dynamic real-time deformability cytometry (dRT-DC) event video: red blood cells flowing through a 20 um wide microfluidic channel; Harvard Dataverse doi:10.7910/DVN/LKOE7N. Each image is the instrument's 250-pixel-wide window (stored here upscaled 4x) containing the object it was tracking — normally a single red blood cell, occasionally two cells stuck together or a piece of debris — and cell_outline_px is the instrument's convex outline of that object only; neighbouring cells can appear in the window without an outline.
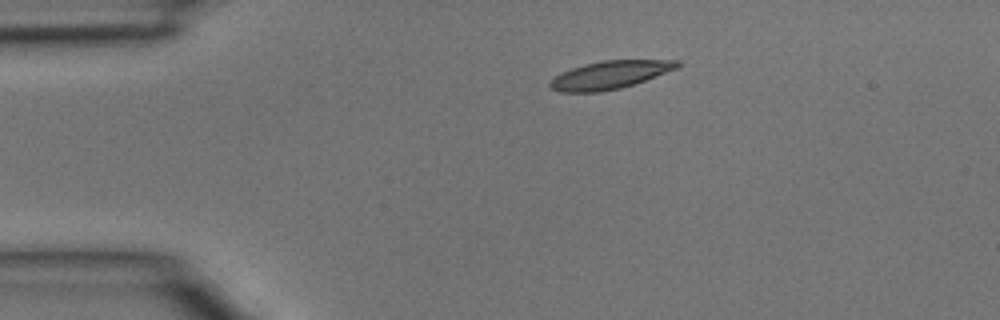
{"species": "common noctule bat (a hibernating species)", "species_latin": "Nyctalus noctula", "temperature_condition": "room temperature", "stored_images_in_passage": 38, "camera_frame_rate_fps": 3000, "um_per_image_px": 0.085, "animal": {"sex": "male", "body_mass_g": 15.6}, "frame": {"image": 1, "passage_image": 1, "time_ms": 0.0, "image_size_px": [1000, 320], "cell_outline_px": [[680, 64], [676, 68], [644, 80], [620, 88], [600, 92], [560, 92], [552, 88], [548, 84], [556, 76], [572, 68], [584, 64], [604, 60], [680, 60]], "centroid_in_image_um": [51.82, 6.36], "position_along_channel_um": 33.2, "area_um2": 20.29}}
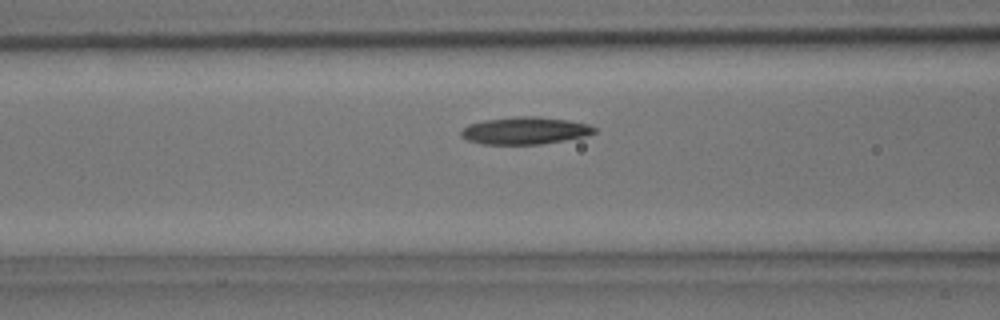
{"frame": {"image": 2, "passage_image": 10, "time_ms": 3.0, "image_size_px": [1000, 320], "cell_outline_px": [[596, 132], [588, 136], [540, 144], [484, 144], [468, 140], [460, 136], [460, 132], [468, 124], [484, 120], [516, 116], [536, 116], [568, 120], [588, 124], [596, 128]], "centroid_in_image_um": [44.63, 11.1], "position_along_channel_um": 122.0, "area_um2": 21.21}}
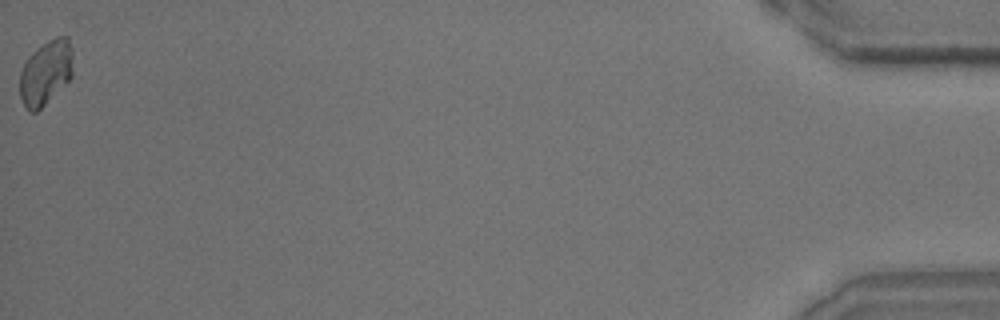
{"frame": {"image": 3, "passage_image": 38, "time_ms": 12.333, "image_size_px": [1000, 320], "cell_outline_px": [[72, 76], [36, 112], [28, 112], [20, 96], [20, 72], [28, 56], [36, 48], [48, 40], [56, 36], [68, 36], [72, 48]], "centroid_in_image_um": [3.88, 6.13], "position_along_channel_um": 431.3, "area_um2": 19.88}}